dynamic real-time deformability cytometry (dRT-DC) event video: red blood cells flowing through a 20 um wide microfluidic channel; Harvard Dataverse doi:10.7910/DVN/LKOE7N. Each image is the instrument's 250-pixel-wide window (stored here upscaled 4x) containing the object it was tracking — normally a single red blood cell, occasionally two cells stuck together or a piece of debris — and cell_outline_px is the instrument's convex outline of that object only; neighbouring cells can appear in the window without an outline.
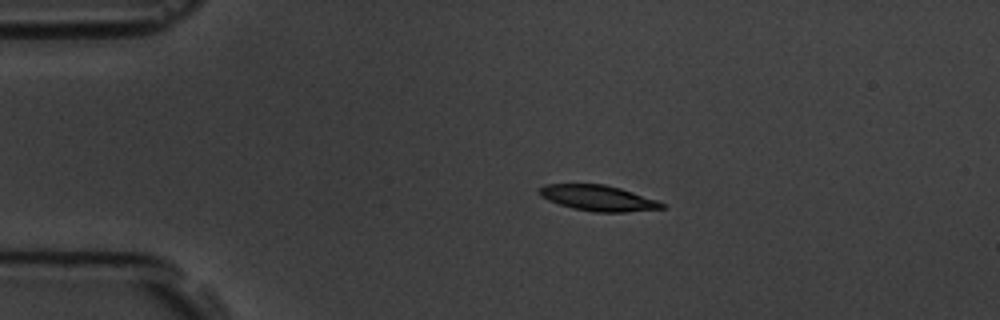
{"species": "common noctule bat (a hibernating species)", "species_latin": "Nyctalus noctula", "temperature_condition": "room temperature", "stored_images_in_passage": 4, "camera_frame_rate_fps": 3000, "um_per_image_px": 0.085, "animal": {"sex": "male", "body_mass_g": 19.5, "forearm_length_mm": 54.6}, "frame": {"image": 1, "passage_image": 3, "time_ms": 2.333, "image_size_px": [1000, 320], "cell_outline_px": [[668, 208], [628, 212], [596, 212], [572, 208], [548, 200], [540, 196], [536, 192], [544, 184], [604, 184], [620, 188], [668, 204]], "centroid_in_image_um": [50.86, 16.84], "position_along_channel_um": 34.1, "area_um2": 18.44}}